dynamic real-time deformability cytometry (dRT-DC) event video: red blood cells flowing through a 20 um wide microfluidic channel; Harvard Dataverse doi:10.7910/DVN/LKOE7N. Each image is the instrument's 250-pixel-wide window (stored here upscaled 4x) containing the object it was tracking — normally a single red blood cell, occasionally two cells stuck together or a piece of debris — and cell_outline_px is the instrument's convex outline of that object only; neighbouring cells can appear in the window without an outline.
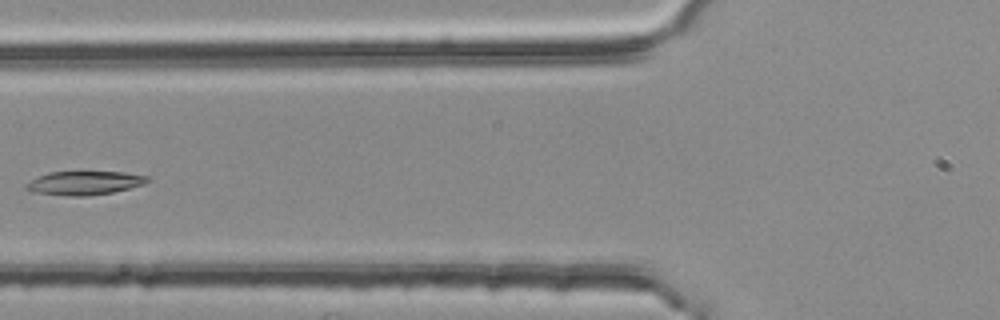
{"species": "common noctule bat (a hibernating species)", "species_latin": "Nyctalus noctula", "temperature_condition": "room temperature", "stored_images_in_passage": 4, "camera_frame_rate_fps": 3000, "um_per_image_px": 0.085, "animal": {"sex": "female", "body_mass_g": 25.1}, "frame": {"image": 1, "passage_image": 4, "time_ms": 1.0, "image_size_px": [1000, 320], "cell_outline_px": [[152, 180], [144, 184], [112, 192], [84, 196], [72, 196], [36, 192], [24, 188], [24, 184], [48, 172], [124, 172], [148, 176]], "centroid_in_image_um": [7.21, 15.54], "position_along_channel_um": 118.6, "area_um2": 16.53}}